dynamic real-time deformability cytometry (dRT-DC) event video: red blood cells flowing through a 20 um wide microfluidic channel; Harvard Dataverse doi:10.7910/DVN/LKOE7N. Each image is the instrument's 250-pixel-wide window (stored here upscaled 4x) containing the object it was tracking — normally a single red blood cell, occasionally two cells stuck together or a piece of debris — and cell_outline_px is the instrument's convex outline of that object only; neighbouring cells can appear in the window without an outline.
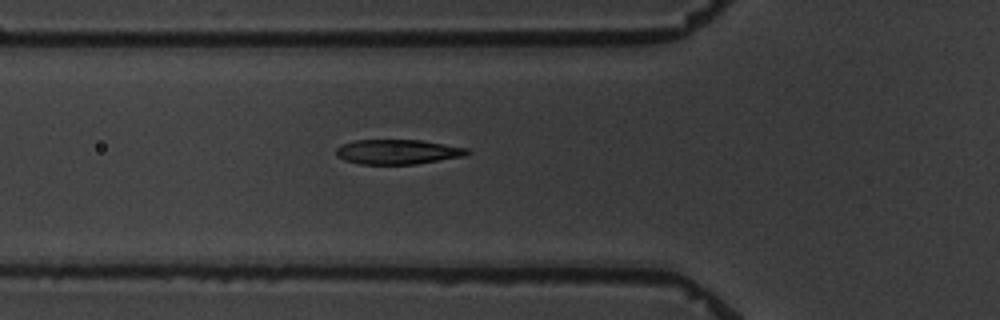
{"species": "common noctule bat (a hibernating species)", "species_latin": "Nyctalus noctula", "temperature_condition": "warm", "stored_images_in_passage": 7, "camera_frame_rate_fps": 3000, "um_per_image_px": 0.085, "animal": {"sex": "male", "body_mass_g": 19.5, "forearm_length_mm": 54.6}, "frame": {"image": 1, "passage_image": 7, "time_ms": 7.333, "image_size_px": [1000, 320], "cell_outline_px": [[472, 152], [464, 156], [416, 164], [360, 164], [344, 160], [336, 156], [336, 148], [340, 144], [356, 140], [420, 140], [468, 148]], "centroid_in_image_um": [33.78, 12.9], "position_along_channel_um": 92.0, "area_um2": 18.96}}